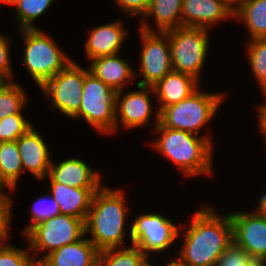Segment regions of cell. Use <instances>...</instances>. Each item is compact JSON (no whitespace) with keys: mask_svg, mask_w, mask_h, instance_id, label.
<instances>
[{"mask_svg":"<svg viewBox=\"0 0 266 266\" xmlns=\"http://www.w3.org/2000/svg\"><path fill=\"white\" fill-rule=\"evenodd\" d=\"M192 217L178 257L186 266H215L232 243L230 215H219L212 207L202 206Z\"/></svg>","mask_w":266,"mask_h":266,"instance_id":"obj_1","label":"cell"},{"mask_svg":"<svg viewBox=\"0 0 266 266\" xmlns=\"http://www.w3.org/2000/svg\"><path fill=\"white\" fill-rule=\"evenodd\" d=\"M125 202L121 189L102 185L94 193L85 221V235L91 233L92 238L88 239L99 251L125 245V221L129 211Z\"/></svg>","mask_w":266,"mask_h":266,"instance_id":"obj_2","label":"cell"},{"mask_svg":"<svg viewBox=\"0 0 266 266\" xmlns=\"http://www.w3.org/2000/svg\"><path fill=\"white\" fill-rule=\"evenodd\" d=\"M153 130L160 135L151 142L153 148L171 160L183 174L212 173L213 144L210 137L164 127L160 122Z\"/></svg>","mask_w":266,"mask_h":266,"instance_id":"obj_3","label":"cell"},{"mask_svg":"<svg viewBox=\"0 0 266 266\" xmlns=\"http://www.w3.org/2000/svg\"><path fill=\"white\" fill-rule=\"evenodd\" d=\"M19 31L23 35L24 67L39 88L73 61L39 28Z\"/></svg>","mask_w":266,"mask_h":266,"instance_id":"obj_4","label":"cell"},{"mask_svg":"<svg viewBox=\"0 0 266 266\" xmlns=\"http://www.w3.org/2000/svg\"><path fill=\"white\" fill-rule=\"evenodd\" d=\"M223 98V93H206L197 89L179 103L165 107L160 112V123L164 127L198 135L200 129L213 119Z\"/></svg>","mask_w":266,"mask_h":266,"instance_id":"obj_5","label":"cell"},{"mask_svg":"<svg viewBox=\"0 0 266 266\" xmlns=\"http://www.w3.org/2000/svg\"><path fill=\"white\" fill-rule=\"evenodd\" d=\"M209 31L206 28L186 27L165 31L171 49L172 69L200 80L209 47Z\"/></svg>","mask_w":266,"mask_h":266,"instance_id":"obj_6","label":"cell"},{"mask_svg":"<svg viewBox=\"0 0 266 266\" xmlns=\"http://www.w3.org/2000/svg\"><path fill=\"white\" fill-rule=\"evenodd\" d=\"M117 91L96 78L84 68V84L79 112L73 117H83L100 133H114Z\"/></svg>","mask_w":266,"mask_h":266,"instance_id":"obj_7","label":"cell"},{"mask_svg":"<svg viewBox=\"0 0 266 266\" xmlns=\"http://www.w3.org/2000/svg\"><path fill=\"white\" fill-rule=\"evenodd\" d=\"M28 240V248L47 253L38 258L40 262L50 252L66 245L74 243L85 236V222L65 214H58L33 226L25 235Z\"/></svg>","mask_w":266,"mask_h":266,"instance_id":"obj_8","label":"cell"},{"mask_svg":"<svg viewBox=\"0 0 266 266\" xmlns=\"http://www.w3.org/2000/svg\"><path fill=\"white\" fill-rule=\"evenodd\" d=\"M140 25L142 51L139 73L144 79L136 85L153 86L173 70L170 43L166 32L152 30L146 20Z\"/></svg>","mask_w":266,"mask_h":266,"instance_id":"obj_9","label":"cell"},{"mask_svg":"<svg viewBox=\"0 0 266 266\" xmlns=\"http://www.w3.org/2000/svg\"><path fill=\"white\" fill-rule=\"evenodd\" d=\"M84 84V67L71 61L62 71L46 81L40 89L51 105L73 119L79 112Z\"/></svg>","mask_w":266,"mask_h":266,"instance_id":"obj_10","label":"cell"},{"mask_svg":"<svg viewBox=\"0 0 266 266\" xmlns=\"http://www.w3.org/2000/svg\"><path fill=\"white\" fill-rule=\"evenodd\" d=\"M129 230L132 245L146 257L149 253H161L179 236V227L158 213L141 214L136 217Z\"/></svg>","mask_w":266,"mask_h":266,"instance_id":"obj_11","label":"cell"},{"mask_svg":"<svg viewBox=\"0 0 266 266\" xmlns=\"http://www.w3.org/2000/svg\"><path fill=\"white\" fill-rule=\"evenodd\" d=\"M233 242L242 247L253 259L266 257V213L259 207L253 212L229 214Z\"/></svg>","mask_w":266,"mask_h":266,"instance_id":"obj_12","label":"cell"},{"mask_svg":"<svg viewBox=\"0 0 266 266\" xmlns=\"http://www.w3.org/2000/svg\"><path fill=\"white\" fill-rule=\"evenodd\" d=\"M139 90H133L125 95L117 92L115 109V132L118 129L119 119L124 128H136L149 123L152 113L150 92L154 93L152 86L137 85ZM122 95V96H121Z\"/></svg>","mask_w":266,"mask_h":266,"instance_id":"obj_13","label":"cell"},{"mask_svg":"<svg viewBox=\"0 0 266 266\" xmlns=\"http://www.w3.org/2000/svg\"><path fill=\"white\" fill-rule=\"evenodd\" d=\"M23 172L29 171L39 181L49 174L52 159L43 137L33 126L16 140Z\"/></svg>","mask_w":266,"mask_h":266,"instance_id":"obj_14","label":"cell"},{"mask_svg":"<svg viewBox=\"0 0 266 266\" xmlns=\"http://www.w3.org/2000/svg\"><path fill=\"white\" fill-rule=\"evenodd\" d=\"M198 82V80L188 74L171 70L152 86L159 102L157 104V112H155L156 120L153 128L160 122V112L165 107L179 103L189 97L198 89Z\"/></svg>","mask_w":266,"mask_h":266,"instance_id":"obj_15","label":"cell"},{"mask_svg":"<svg viewBox=\"0 0 266 266\" xmlns=\"http://www.w3.org/2000/svg\"><path fill=\"white\" fill-rule=\"evenodd\" d=\"M182 26L210 29V25L234 17L224 0H183Z\"/></svg>","mask_w":266,"mask_h":266,"instance_id":"obj_16","label":"cell"},{"mask_svg":"<svg viewBox=\"0 0 266 266\" xmlns=\"http://www.w3.org/2000/svg\"><path fill=\"white\" fill-rule=\"evenodd\" d=\"M55 182L83 189H99L101 175L79 158H69L60 163L51 161L48 174Z\"/></svg>","mask_w":266,"mask_h":266,"instance_id":"obj_17","label":"cell"},{"mask_svg":"<svg viewBox=\"0 0 266 266\" xmlns=\"http://www.w3.org/2000/svg\"><path fill=\"white\" fill-rule=\"evenodd\" d=\"M120 21L94 27L85 43L86 58L90 61L100 56L119 54L127 31Z\"/></svg>","mask_w":266,"mask_h":266,"instance_id":"obj_18","label":"cell"},{"mask_svg":"<svg viewBox=\"0 0 266 266\" xmlns=\"http://www.w3.org/2000/svg\"><path fill=\"white\" fill-rule=\"evenodd\" d=\"M49 193L59 205L60 214L69 215L86 221L92 198L98 189H83L62 185L55 182L49 175Z\"/></svg>","mask_w":266,"mask_h":266,"instance_id":"obj_19","label":"cell"},{"mask_svg":"<svg viewBox=\"0 0 266 266\" xmlns=\"http://www.w3.org/2000/svg\"><path fill=\"white\" fill-rule=\"evenodd\" d=\"M99 250L84 236L46 255L39 263L42 266H97Z\"/></svg>","mask_w":266,"mask_h":266,"instance_id":"obj_20","label":"cell"},{"mask_svg":"<svg viewBox=\"0 0 266 266\" xmlns=\"http://www.w3.org/2000/svg\"><path fill=\"white\" fill-rule=\"evenodd\" d=\"M89 72L113 90L124 91V85L135 78L132 66L118 54L100 56L91 60Z\"/></svg>","mask_w":266,"mask_h":266,"instance_id":"obj_21","label":"cell"},{"mask_svg":"<svg viewBox=\"0 0 266 266\" xmlns=\"http://www.w3.org/2000/svg\"><path fill=\"white\" fill-rule=\"evenodd\" d=\"M183 0H149L145 18H154L157 31L165 32L182 26Z\"/></svg>","mask_w":266,"mask_h":266,"instance_id":"obj_22","label":"cell"},{"mask_svg":"<svg viewBox=\"0 0 266 266\" xmlns=\"http://www.w3.org/2000/svg\"><path fill=\"white\" fill-rule=\"evenodd\" d=\"M243 21L251 40L266 38V0H250L234 12V17Z\"/></svg>","mask_w":266,"mask_h":266,"instance_id":"obj_23","label":"cell"},{"mask_svg":"<svg viewBox=\"0 0 266 266\" xmlns=\"http://www.w3.org/2000/svg\"><path fill=\"white\" fill-rule=\"evenodd\" d=\"M0 173L2 180L14 191L23 173L16 141L0 142Z\"/></svg>","mask_w":266,"mask_h":266,"instance_id":"obj_24","label":"cell"},{"mask_svg":"<svg viewBox=\"0 0 266 266\" xmlns=\"http://www.w3.org/2000/svg\"><path fill=\"white\" fill-rule=\"evenodd\" d=\"M145 257L134 245L128 248H109L99 252L97 266H138Z\"/></svg>","mask_w":266,"mask_h":266,"instance_id":"obj_25","label":"cell"},{"mask_svg":"<svg viewBox=\"0 0 266 266\" xmlns=\"http://www.w3.org/2000/svg\"><path fill=\"white\" fill-rule=\"evenodd\" d=\"M26 93L18 82L8 81L0 88V120L22 112L26 105Z\"/></svg>","mask_w":266,"mask_h":266,"instance_id":"obj_26","label":"cell"},{"mask_svg":"<svg viewBox=\"0 0 266 266\" xmlns=\"http://www.w3.org/2000/svg\"><path fill=\"white\" fill-rule=\"evenodd\" d=\"M54 0H19L16 6V19L19 22V29L38 28L33 22L43 15Z\"/></svg>","mask_w":266,"mask_h":266,"instance_id":"obj_27","label":"cell"},{"mask_svg":"<svg viewBox=\"0 0 266 266\" xmlns=\"http://www.w3.org/2000/svg\"><path fill=\"white\" fill-rule=\"evenodd\" d=\"M246 49L252 73L266 97V38L250 40Z\"/></svg>","mask_w":266,"mask_h":266,"instance_id":"obj_28","label":"cell"},{"mask_svg":"<svg viewBox=\"0 0 266 266\" xmlns=\"http://www.w3.org/2000/svg\"><path fill=\"white\" fill-rule=\"evenodd\" d=\"M32 126V123L25 119L21 112L8 115L0 120V142L16 141Z\"/></svg>","mask_w":266,"mask_h":266,"instance_id":"obj_29","label":"cell"},{"mask_svg":"<svg viewBox=\"0 0 266 266\" xmlns=\"http://www.w3.org/2000/svg\"><path fill=\"white\" fill-rule=\"evenodd\" d=\"M31 224L22 232L24 235L36 224L60 214L59 205L49 193L48 196L39 197L32 205Z\"/></svg>","mask_w":266,"mask_h":266,"instance_id":"obj_30","label":"cell"},{"mask_svg":"<svg viewBox=\"0 0 266 266\" xmlns=\"http://www.w3.org/2000/svg\"><path fill=\"white\" fill-rule=\"evenodd\" d=\"M35 253L9 244H0V266H32L37 262Z\"/></svg>","mask_w":266,"mask_h":266,"instance_id":"obj_31","label":"cell"},{"mask_svg":"<svg viewBox=\"0 0 266 266\" xmlns=\"http://www.w3.org/2000/svg\"><path fill=\"white\" fill-rule=\"evenodd\" d=\"M252 257L233 241L220 255L215 266H246Z\"/></svg>","mask_w":266,"mask_h":266,"instance_id":"obj_32","label":"cell"},{"mask_svg":"<svg viewBox=\"0 0 266 266\" xmlns=\"http://www.w3.org/2000/svg\"><path fill=\"white\" fill-rule=\"evenodd\" d=\"M12 201V197H9L6 192L0 191V244H4L3 242L6 240L8 241V235H10Z\"/></svg>","mask_w":266,"mask_h":266,"instance_id":"obj_33","label":"cell"},{"mask_svg":"<svg viewBox=\"0 0 266 266\" xmlns=\"http://www.w3.org/2000/svg\"><path fill=\"white\" fill-rule=\"evenodd\" d=\"M9 37L0 33V75L7 81H12L13 70L10 61Z\"/></svg>","mask_w":266,"mask_h":266,"instance_id":"obj_34","label":"cell"},{"mask_svg":"<svg viewBox=\"0 0 266 266\" xmlns=\"http://www.w3.org/2000/svg\"><path fill=\"white\" fill-rule=\"evenodd\" d=\"M125 15L144 17L148 10L149 0H114Z\"/></svg>","mask_w":266,"mask_h":266,"instance_id":"obj_35","label":"cell"},{"mask_svg":"<svg viewBox=\"0 0 266 266\" xmlns=\"http://www.w3.org/2000/svg\"><path fill=\"white\" fill-rule=\"evenodd\" d=\"M256 111L258 112V125L266 143V104L258 106Z\"/></svg>","mask_w":266,"mask_h":266,"instance_id":"obj_36","label":"cell"},{"mask_svg":"<svg viewBox=\"0 0 266 266\" xmlns=\"http://www.w3.org/2000/svg\"><path fill=\"white\" fill-rule=\"evenodd\" d=\"M226 5L233 11H237L243 4L250 0H224Z\"/></svg>","mask_w":266,"mask_h":266,"instance_id":"obj_37","label":"cell"},{"mask_svg":"<svg viewBox=\"0 0 266 266\" xmlns=\"http://www.w3.org/2000/svg\"><path fill=\"white\" fill-rule=\"evenodd\" d=\"M246 266H266L264 259H251Z\"/></svg>","mask_w":266,"mask_h":266,"instance_id":"obj_38","label":"cell"},{"mask_svg":"<svg viewBox=\"0 0 266 266\" xmlns=\"http://www.w3.org/2000/svg\"><path fill=\"white\" fill-rule=\"evenodd\" d=\"M259 208L266 213V193H264V195L260 196V200H259Z\"/></svg>","mask_w":266,"mask_h":266,"instance_id":"obj_39","label":"cell"},{"mask_svg":"<svg viewBox=\"0 0 266 266\" xmlns=\"http://www.w3.org/2000/svg\"><path fill=\"white\" fill-rule=\"evenodd\" d=\"M164 266H186L183 261L177 256L176 260L170 261V263L165 264Z\"/></svg>","mask_w":266,"mask_h":266,"instance_id":"obj_40","label":"cell"},{"mask_svg":"<svg viewBox=\"0 0 266 266\" xmlns=\"http://www.w3.org/2000/svg\"><path fill=\"white\" fill-rule=\"evenodd\" d=\"M4 188H7L13 192V190L2 180L0 173V191H3Z\"/></svg>","mask_w":266,"mask_h":266,"instance_id":"obj_41","label":"cell"},{"mask_svg":"<svg viewBox=\"0 0 266 266\" xmlns=\"http://www.w3.org/2000/svg\"><path fill=\"white\" fill-rule=\"evenodd\" d=\"M138 266H153L151 263H149V257H145Z\"/></svg>","mask_w":266,"mask_h":266,"instance_id":"obj_42","label":"cell"},{"mask_svg":"<svg viewBox=\"0 0 266 266\" xmlns=\"http://www.w3.org/2000/svg\"><path fill=\"white\" fill-rule=\"evenodd\" d=\"M19 0H0V3H6L8 5H14Z\"/></svg>","mask_w":266,"mask_h":266,"instance_id":"obj_43","label":"cell"},{"mask_svg":"<svg viewBox=\"0 0 266 266\" xmlns=\"http://www.w3.org/2000/svg\"><path fill=\"white\" fill-rule=\"evenodd\" d=\"M7 82L8 81L2 75H0V88Z\"/></svg>","mask_w":266,"mask_h":266,"instance_id":"obj_44","label":"cell"},{"mask_svg":"<svg viewBox=\"0 0 266 266\" xmlns=\"http://www.w3.org/2000/svg\"><path fill=\"white\" fill-rule=\"evenodd\" d=\"M32 266H42L39 262H35Z\"/></svg>","mask_w":266,"mask_h":266,"instance_id":"obj_45","label":"cell"}]
</instances>
